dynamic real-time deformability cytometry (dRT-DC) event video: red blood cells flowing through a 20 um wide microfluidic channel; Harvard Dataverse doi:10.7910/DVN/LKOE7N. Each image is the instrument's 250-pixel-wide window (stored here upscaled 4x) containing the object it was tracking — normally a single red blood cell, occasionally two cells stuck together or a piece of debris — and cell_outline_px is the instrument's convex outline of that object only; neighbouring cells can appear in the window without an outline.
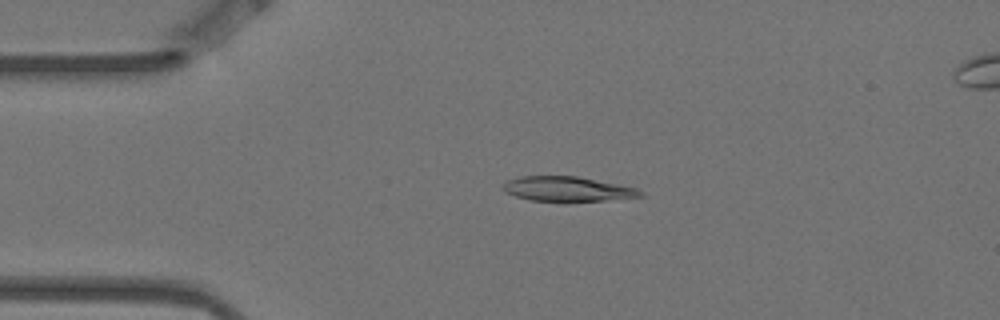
{"species": "Egyptian fruit bat (a non-hibernating species)", "species_latin": "Rousettus aegyptiacus", "temperature_condition": "warm", "stored_images_in_passage": 5, "camera_frame_rate_fps": 3000, "um_per_image_px": 0.085, "animal": {"sex": "female"}, "frame": {"image": 1, "passage_image": 3, "time_ms": 0.667, "image_size_px": [1000, 320], "cell_outline_px": [[644, 196], [564, 204], [532, 200], [516, 196], [504, 192], [500, 188], [508, 180], [520, 176], [576, 176], [636, 188], [644, 192]], "centroid_in_image_um": [48.19, 16.1], "position_along_channel_um": 36.8, "area_um2": 20.35}}